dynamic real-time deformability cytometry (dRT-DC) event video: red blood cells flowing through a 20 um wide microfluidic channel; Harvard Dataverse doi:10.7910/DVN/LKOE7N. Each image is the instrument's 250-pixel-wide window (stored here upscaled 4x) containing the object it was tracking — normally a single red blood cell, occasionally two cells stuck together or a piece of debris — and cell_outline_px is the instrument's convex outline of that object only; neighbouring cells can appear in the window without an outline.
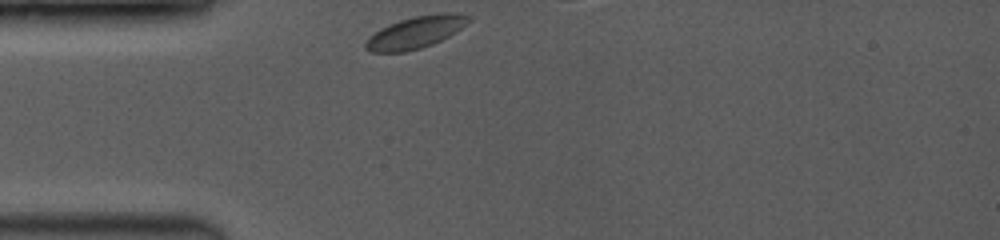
{"species": "common noctule bat (a hibernating species)", "species_latin": "Nyctalus noctula", "temperature_condition": "room temperature", "stored_images_in_passage": 11, "camera_frame_rate_fps": 3500, "um_per_image_px": 0.085, "animal": {"sex": "female", "body_mass_g": 19.0, "forearm_length_mm": 53.3}, "frame": {"image": 1, "passage_image": 1, "time_ms": 0.0, "image_size_px": [1000, 240], "cell_outline_px": [[472, 20], [456, 32], [432, 44], [420, 48], [404, 52], [372, 52], [364, 48], [364, 40], [368, 36], [380, 28], [388, 24], [400, 20], [416, 16], [440, 12], [452, 12], [472, 16]], "centroid_in_image_um": [35.32, 2.73], "position_along_channel_um": 49.7, "area_um2": 19.42}}
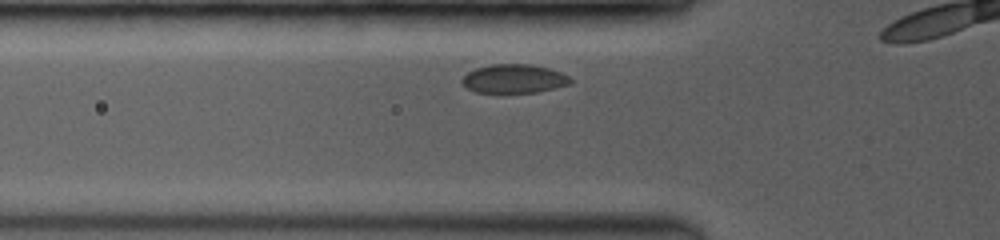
{"frame": {"image": 2, "passage_image": 5, "time_ms": 1.143, "image_size_px": [1000, 240], "cell_outline_px": [[572, 80], [568, 84], [536, 92], [500, 96], [476, 92], [468, 88], [460, 80], [468, 72], [476, 68], [492, 64], [532, 64], [548, 68], [560, 72], [568, 76]], "centroid_in_image_um": [43.63, 6.73], "position_along_channel_um": 82.2, "area_um2": 18.73}}
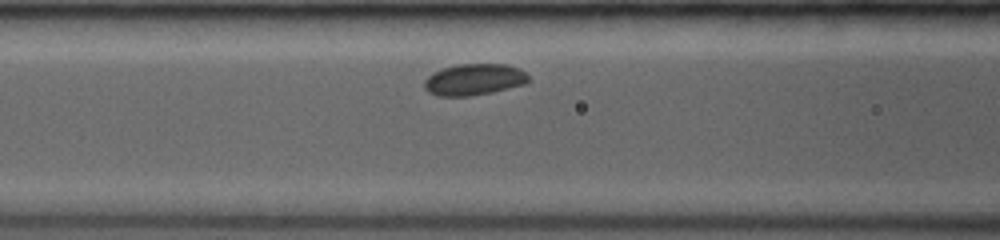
{"frame": {"image": 3, "passage_image": 9, "time_ms": 2.286, "image_size_px": [1000, 240], "cell_outline_px": [[528, 80], [524, 84], [492, 92], [472, 96], [436, 96], [428, 92], [424, 88], [424, 80], [432, 72], [456, 64], [508, 64], [520, 68], [528, 76]], "centroid_in_image_um": [40.27, 6.76], "position_along_channel_um": 126.3, "area_um2": 19.19}}